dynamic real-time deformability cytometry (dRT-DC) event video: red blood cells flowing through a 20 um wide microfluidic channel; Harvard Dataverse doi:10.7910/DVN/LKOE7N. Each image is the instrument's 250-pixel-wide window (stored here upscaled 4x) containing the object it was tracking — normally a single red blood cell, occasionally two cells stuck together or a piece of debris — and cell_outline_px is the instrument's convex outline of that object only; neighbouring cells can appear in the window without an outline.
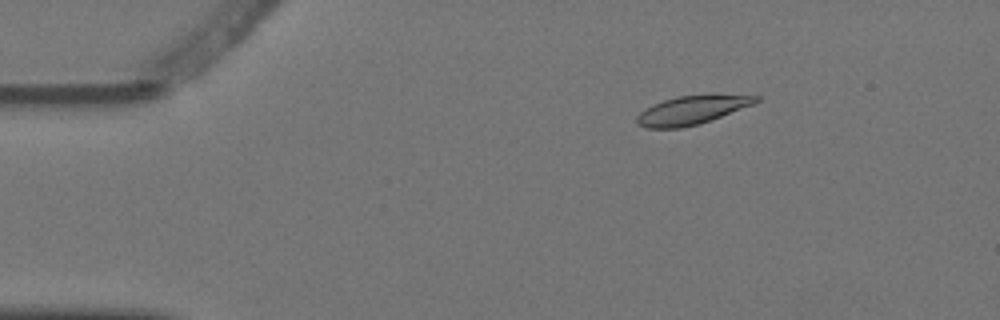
{"species": "Egyptian fruit bat (a non-hibernating species)", "species_latin": "Rousettus aegyptiacus", "temperature_condition": "warm", "stored_images_in_passage": 4, "camera_frame_rate_fps": 3000, "um_per_image_px": 0.085, "animal": {"sex": "female"}, "frame": {"image": 1, "passage_image": 2, "time_ms": 0.333, "image_size_px": [1000, 320], "cell_outline_px": [[760, 100], [756, 104], [712, 120], [700, 124], [680, 128], [648, 128], [636, 124], [636, 116], [640, 112], [652, 104], [676, 96], [712, 92], [760, 96]], "centroid_in_image_um": [58.9, 9.31], "position_along_channel_um": 26.1, "area_um2": 20.81}}